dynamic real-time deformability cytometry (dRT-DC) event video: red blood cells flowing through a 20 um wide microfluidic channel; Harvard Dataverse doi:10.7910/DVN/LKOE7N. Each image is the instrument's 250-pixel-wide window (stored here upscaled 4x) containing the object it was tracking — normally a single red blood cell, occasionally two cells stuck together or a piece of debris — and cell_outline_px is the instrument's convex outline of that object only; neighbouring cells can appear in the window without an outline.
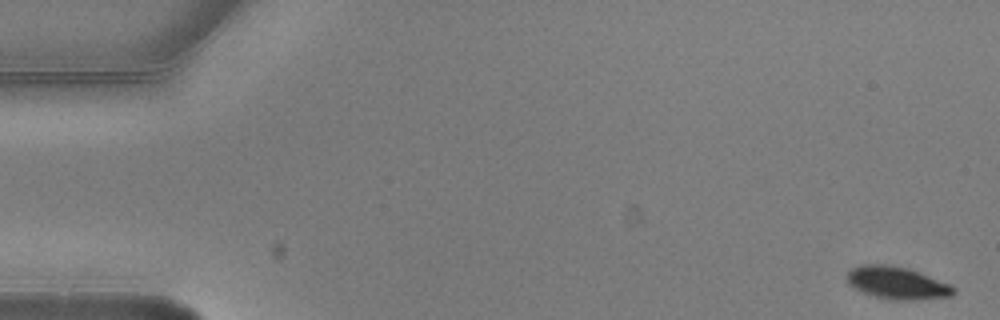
{"species": "common noctule bat (a hibernating species)", "species_latin": "Nyctalus noctula", "temperature_condition": "warm", "stored_images_in_passage": 5, "camera_frame_rate_fps": 3000, "um_per_image_px": 0.085, "animal": {"sex": "male", "body_mass_g": 20.5, "forearm_length_mm": 52.5}, "frame": {"image": 1, "passage_image": 1, "time_ms": 0.0, "image_size_px": [1000, 320], "cell_outline_px": [[956, 292], [952, 296], [916, 300], [888, 300], [864, 292], [848, 284], [848, 272], [852, 268], [860, 264], [888, 264], [908, 268], [948, 284], [956, 288]], "centroid_in_image_um": [76.26, 24.05], "position_along_channel_um": 8.7, "area_um2": 20.0}}
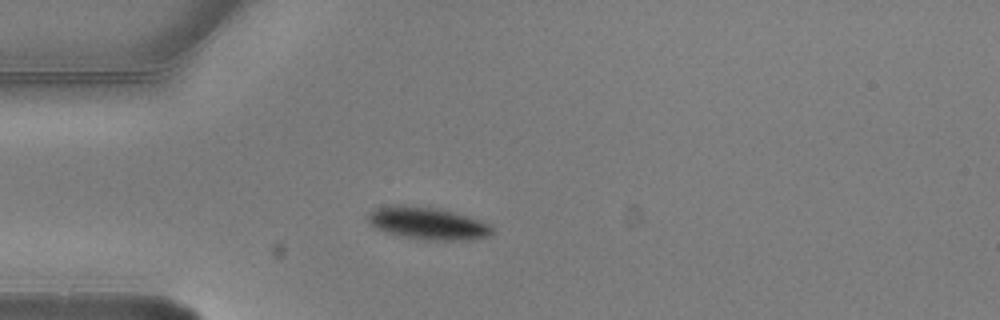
{"frame": {"image": 2, "passage_image": 5, "time_ms": 1.333, "image_size_px": [1000, 320], "cell_outline_px": [[492, 232], [488, 236], [460, 240], [424, 240], [384, 232], [376, 228], [368, 220], [368, 212], [376, 208], [392, 204], [404, 204], [436, 208], [452, 212], [480, 220], [488, 224], [492, 228]], "centroid_in_image_um": [36.29, 18.96], "position_along_channel_um": 48.7, "area_um2": 23.18}}